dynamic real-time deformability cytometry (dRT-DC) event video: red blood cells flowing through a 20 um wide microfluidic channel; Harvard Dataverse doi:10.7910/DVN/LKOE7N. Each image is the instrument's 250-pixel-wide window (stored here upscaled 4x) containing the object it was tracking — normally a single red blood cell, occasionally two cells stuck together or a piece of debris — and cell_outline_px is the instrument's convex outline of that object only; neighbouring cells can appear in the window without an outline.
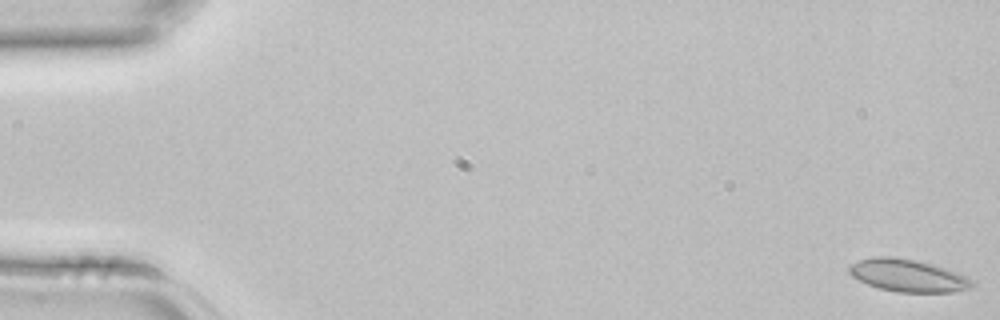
{"species": "common noctule bat (a hibernating species)", "species_latin": "Nyctalus noctula", "temperature_condition": "room temperature", "stored_images_in_passage": 3, "camera_frame_rate_fps": 3000, "um_per_image_px": 0.085, "animal": {"sex": "female", "body_mass_g": 22.7, "forearm_length_mm": 54.2}, "frame": {"image": 1, "passage_image": 1, "time_ms": 0.0, "image_size_px": [1000, 320], "cell_outline_px": [[976, 284], [972, 288], [952, 292], [896, 292], [880, 288], [868, 284], [852, 276], [848, 272], [848, 268], [852, 264], [860, 260], [872, 256], [892, 256], [916, 260], [932, 264], [968, 276]], "centroid_in_image_um": [77.2, 23.42], "position_along_channel_um": 7.8, "area_um2": 23.29}}
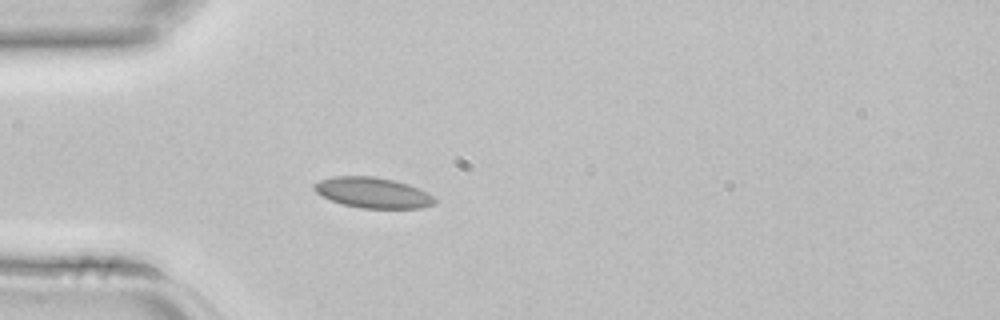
{"frame": {"image": 2, "passage_image": 3, "time_ms": 0.667, "image_size_px": [1000, 320], "cell_outline_px": [[436, 204], [420, 208], [360, 208], [344, 204], [332, 200], [316, 192], [312, 188], [312, 184], [320, 180], [332, 176], [372, 176], [396, 180], [408, 184], [428, 192], [436, 200]], "centroid_in_image_um": [31.7, 16.37], "position_along_channel_um": 53.3, "area_um2": 21.5}}